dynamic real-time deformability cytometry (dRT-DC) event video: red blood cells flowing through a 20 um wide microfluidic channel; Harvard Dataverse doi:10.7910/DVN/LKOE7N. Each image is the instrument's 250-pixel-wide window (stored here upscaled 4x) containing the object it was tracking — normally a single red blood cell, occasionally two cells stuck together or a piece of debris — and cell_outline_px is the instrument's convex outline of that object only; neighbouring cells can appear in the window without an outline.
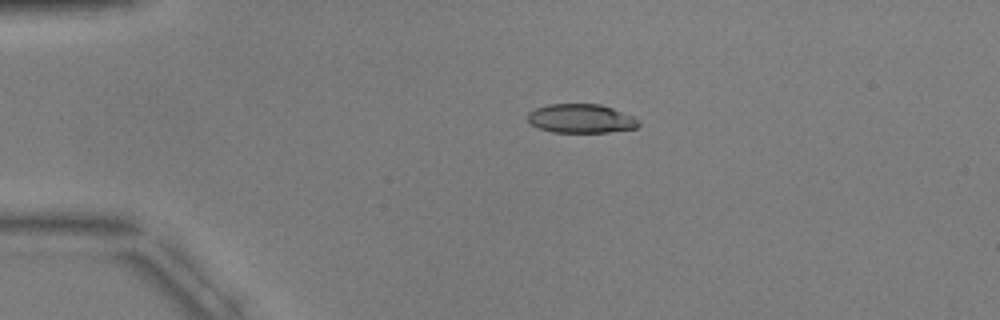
{"species": "common noctule bat (a hibernating species)", "species_latin": "Nyctalus noctula", "temperature_condition": "warm", "stored_images_in_passage": 3, "camera_frame_rate_fps": 3000, "um_per_image_px": 0.085, "animal": {"sex": "male", "body_mass_g": 17.9, "forearm_length_mm": 54.2}, "frame": {"image": 1, "passage_image": 2, "time_ms": 2.667, "image_size_px": [1000, 320], "cell_outline_px": [[640, 124], [636, 128], [608, 132], [552, 132], [540, 128], [532, 124], [528, 120], [528, 112], [536, 108], [548, 104], [600, 104], [612, 108], [632, 116], [640, 120]], "centroid_in_image_um": [49.39, 10.07], "position_along_channel_um": 35.6, "area_um2": 18.61}}